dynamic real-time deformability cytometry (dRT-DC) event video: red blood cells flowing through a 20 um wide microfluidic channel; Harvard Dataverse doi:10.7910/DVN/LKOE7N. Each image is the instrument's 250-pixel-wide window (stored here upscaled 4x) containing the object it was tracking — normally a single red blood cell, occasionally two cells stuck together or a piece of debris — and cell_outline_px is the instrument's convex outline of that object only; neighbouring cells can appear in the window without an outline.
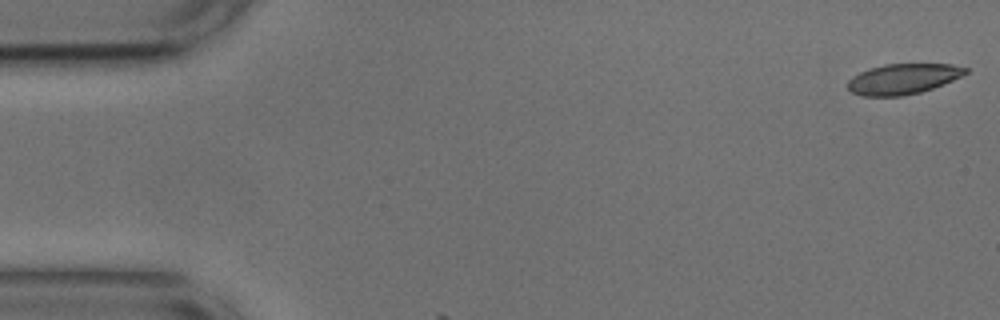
{"species": "common noctule bat (a hibernating species)", "species_latin": "Nyctalus noctula", "temperature_condition": "cold", "stored_images_in_passage": 4, "camera_frame_rate_fps": 3000, "um_per_image_px": 0.085, "animal": {"sex": "male", "body_mass_g": 17.9, "forearm_length_mm": 54.2}, "frame": {"image": 1, "passage_image": 1, "time_ms": 0.0, "image_size_px": [1000, 320], "cell_outline_px": [[968, 72], [952, 80], [932, 88], [920, 92], [900, 96], [864, 96], [852, 92], [848, 88], [848, 80], [852, 76], [868, 68], [884, 64], [952, 64], [968, 68]], "centroid_in_image_um": [76.73, 6.7], "position_along_channel_um": 8.3, "area_um2": 20.75}}